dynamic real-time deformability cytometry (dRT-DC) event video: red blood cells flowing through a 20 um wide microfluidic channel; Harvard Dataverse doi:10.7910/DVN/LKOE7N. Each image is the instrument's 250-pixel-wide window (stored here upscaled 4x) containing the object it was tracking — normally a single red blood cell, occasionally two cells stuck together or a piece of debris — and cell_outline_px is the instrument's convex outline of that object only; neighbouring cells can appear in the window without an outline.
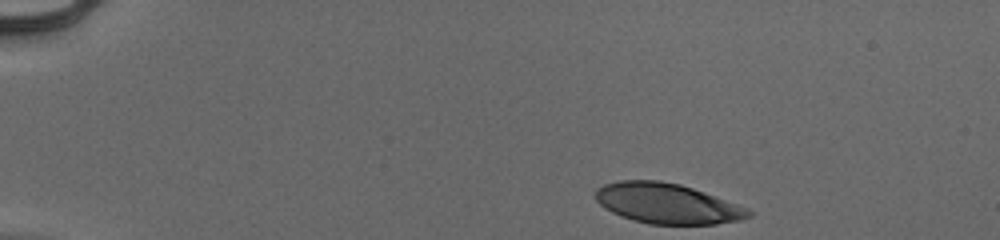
{"species": "human", "species_latin": "Homo sapiens", "temperature_condition": "cold", "stored_images_in_passage": 39, "camera_frame_rate_fps": 3000, "um_per_image_px": 0.085, "donor": {"sex": "male"}, "frame": {"image": 1, "passage_image": 1, "time_ms": 0.0, "image_size_px": [1000, 240], "cell_outline_px": [[752, 216], [740, 220], [716, 224], [648, 224], [632, 220], [612, 212], [604, 208], [596, 200], [596, 188], [604, 184], [620, 180], [660, 180], [680, 184], [704, 192], [748, 208], [752, 212]], "centroid_in_image_um": [56.7, 17.29], "position_along_channel_um": 28.3, "area_um2": 35.89}}
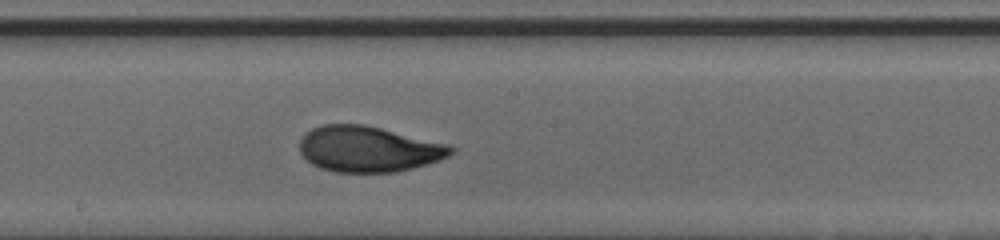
{"frame": {"image": 2, "passage_image": 23, "time_ms": 7.333, "image_size_px": [1000, 240], "cell_outline_px": [[456, 148], [448, 156], [440, 160], [412, 168], [396, 172], [336, 172], [320, 168], [312, 164], [300, 152], [300, 140], [312, 128], [324, 124], [364, 124], [448, 144]], "centroid_in_image_um": [31.32, 12.67], "position_along_channel_um": 216.9, "area_um2": 40.11}}
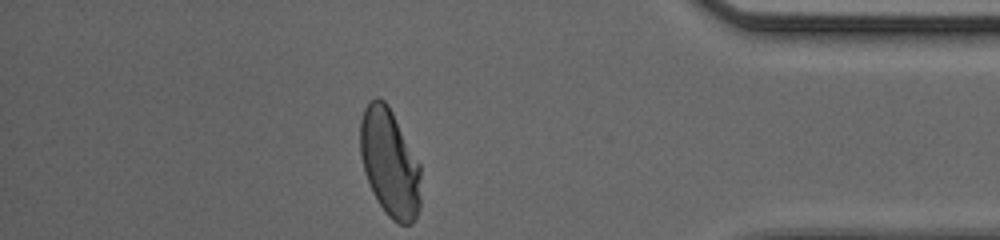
{"frame": {"image": 3, "passage_image": 39, "time_ms": 12.667, "image_size_px": [1000, 240], "cell_outline_px": [[420, 208], [412, 224], [400, 224], [392, 220], [384, 212], [372, 192], [360, 156], [360, 120], [364, 108], [376, 96], [380, 96], [388, 104], [420, 164]], "centroid_in_image_um": [33.12, 13.84], "position_along_channel_um": 402.1, "area_um2": 38.15}, "authors_computed_cell_mechanics": {"area_um2": 39.3618, "velocity_mm_per_s": 3.9749, "shape_relaxation_time_tau1_ms": 4.0852, "shape_relaxation_time_tau2_ms": 1.0697, "deformation_change_tau1": 0.2009, "deformation_change_tau2": 0.058}}